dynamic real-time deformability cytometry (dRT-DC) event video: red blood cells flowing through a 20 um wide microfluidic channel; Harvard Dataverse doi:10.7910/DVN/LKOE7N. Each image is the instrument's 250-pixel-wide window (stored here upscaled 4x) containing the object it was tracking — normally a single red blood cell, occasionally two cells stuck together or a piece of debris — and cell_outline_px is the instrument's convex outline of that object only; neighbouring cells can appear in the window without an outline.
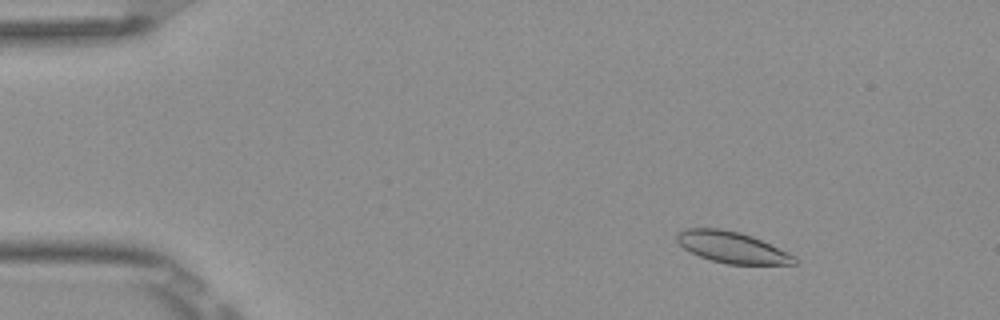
{"species": "Egyptian fruit bat (a non-hibernating species)", "species_latin": "Rousettus aegyptiacus", "temperature_condition": "room temperature", "stored_images_in_passage": 54, "camera_frame_rate_fps": 3000, "um_per_image_px": 0.085, "frame": {"image": 1, "passage_image": 8, "time_ms": 2.333, "image_size_px": [1000, 320], "cell_outline_px": [[796, 264], [728, 264], [712, 260], [700, 256], [684, 248], [676, 240], [676, 236], [684, 228], [720, 228], [740, 232], [752, 236], [788, 252], [796, 256]], "centroid_in_image_um": [62.23, 21.01], "position_along_channel_um": 22.8, "area_um2": 21.21}}
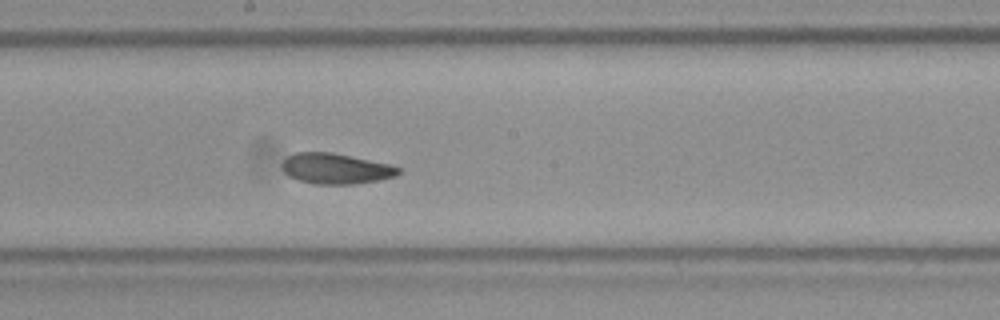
{"frame": {"image": 2, "passage_image": 30, "time_ms": 9.667, "image_size_px": [1000, 320], "cell_outline_px": [[400, 172], [396, 176], [380, 180], [352, 184], [316, 184], [300, 180], [288, 176], [284, 172], [284, 160], [288, 156], [296, 152], [332, 152], [392, 164], [400, 168]], "centroid_in_image_um": [28.59, 14.33], "position_along_channel_um": 219.6, "area_um2": 20.69}}
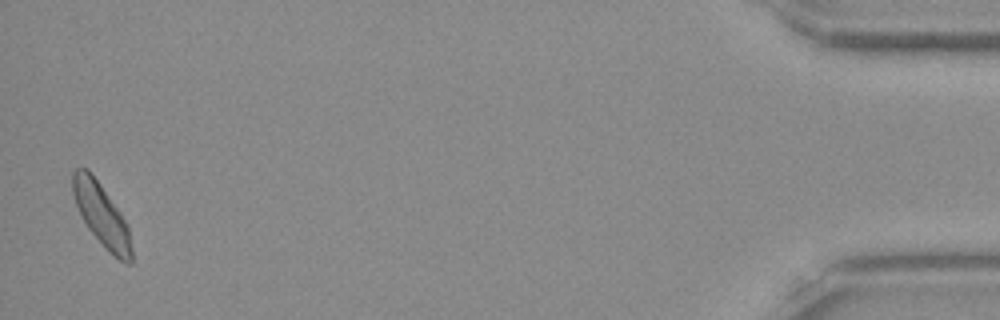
{"frame": {"image": 3, "passage_image": 53, "time_ms": 17.333, "image_size_px": [1000, 320], "cell_outline_px": [[132, 264], [128, 264], [120, 260], [104, 248], [88, 228], [76, 204], [72, 192], [72, 172], [76, 168], [88, 168], [100, 184], [120, 212], [128, 224], [132, 248]], "centroid_in_image_um": [8.64, 18.28], "position_along_channel_um": 426.6, "area_um2": 21.33}, "authors_computed_cell_mechanics": {"area_um2": 21.2415, "velocity_mm_per_s": 3.8523, "shape_relaxation_time_tau1_ms": null, "shape_relaxation_time_tau2_ms": 5.742, "deformation_change_tau1": null, "deformation_change_tau2": 0.1123}}